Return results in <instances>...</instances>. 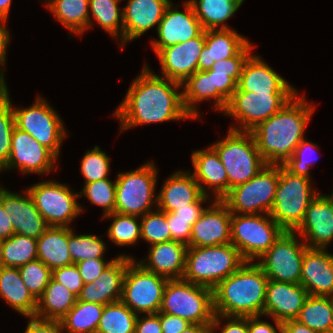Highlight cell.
Wrapping results in <instances>:
<instances>
[{
	"label": "cell",
	"mask_w": 333,
	"mask_h": 333,
	"mask_svg": "<svg viewBox=\"0 0 333 333\" xmlns=\"http://www.w3.org/2000/svg\"><path fill=\"white\" fill-rule=\"evenodd\" d=\"M104 242L95 235H75L69 227L68 249L74 264L83 260L103 259Z\"/></svg>",
	"instance_id": "obj_43"
},
{
	"label": "cell",
	"mask_w": 333,
	"mask_h": 333,
	"mask_svg": "<svg viewBox=\"0 0 333 333\" xmlns=\"http://www.w3.org/2000/svg\"><path fill=\"white\" fill-rule=\"evenodd\" d=\"M316 145H314L313 143H310L308 141H306L305 139H303L300 144L296 147L295 152L293 153V155L283 164V166L290 171L291 173L295 174V175H299V176H304L310 179L309 173H308V169L309 166L311 165V162L313 163V161L315 160H307L305 153L309 150L311 153L310 155H312L314 153L313 150H315ZM313 152V153H312Z\"/></svg>",
	"instance_id": "obj_51"
},
{
	"label": "cell",
	"mask_w": 333,
	"mask_h": 333,
	"mask_svg": "<svg viewBox=\"0 0 333 333\" xmlns=\"http://www.w3.org/2000/svg\"><path fill=\"white\" fill-rule=\"evenodd\" d=\"M48 8L65 27L82 34L92 26L89 18V0H54Z\"/></svg>",
	"instance_id": "obj_37"
},
{
	"label": "cell",
	"mask_w": 333,
	"mask_h": 333,
	"mask_svg": "<svg viewBox=\"0 0 333 333\" xmlns=\"http://www.w3.org/2000/svg\"><path fill=\"white\" fill-rule=\"evenodd\" d=\"M82 194L87 196L91 203L104 207V215L115 212L116 182L113 183L108 178L90 182L85 184L79 196Z\"/></svg>",
	"instance_id": "obj_47"
},
{
	"label": "cell",
	"mask_w": 333,
	"mask_h": 333,
	"mask_svg": "<svg viewBox=\"0 0 333 333\" xmlns=\"http://www.w3.org/2000/svg\"><path fill=\"white\" fill-rule=\"evenodd\" d=\"M109 157L98 146L87 151L81 161V173L85 177V184L93 181L107 179L109 171Z\"/></svg>",
	"instance_id": "obj_48"
},
{
	"label": "cell",
	"mask_w": 333,
	"mask_h": 333,
	"mask_svg": "<svg viewBox=\"0 0 333 333\" xmlns=\"http://www.w3.org/2000/svg\"><path fill=\"white\" fill-rule=\"evenodd\" d=\"M15 116L8 90L0 69V169L8 163L12 145V133L15 128Z\"/></svg>",
	"instance_id": "obj_40"
},
{
	"label": "cell",
	"mask_w": 333,
	"mask_h": 333,
	"mask_svg": "<svg viewBox=\"0 0 333 333\" xmlns=\"http://www.w3.org/2000/svg\"><path fill=\"white\" fill-rule=\"evenodd\" d=\"M105 305L76 300L72 309L61 319L62 330L69 333H96Z\"/></svg>",
	"instance_id": "obj_36"
},
{
	"label": "cell",
	"mask_w": 333,
	"mask_h": 333,
	"mask_svg": "<svg viewBox=\"0 0 333 333\" xmlns=\"http://www.w3.org/2000/svg\"><path fill=\"white\" fill-rule=\"evenodd\" d=\"M25 197L0 188V201L10 215L16 234L38 239L50 226L39 213L32 197L26 191Z\"/></svg>",
	"instance_id": "obj_21"
},
{
	"label": "cell",
	"mask_w": 333,
	"mask_h": 333,
	"mask_svg": "<svg viewBox=\"0 0 333 333\" xmlns=\"http://www.w3.org/2000/svg\"><path fill=\"white\" fill-rule=\"evenodd\" d=\"M205 45V30L184 43L162 48L156 55L160 60L163 77L181 83L198 70V60Z\"/></svg>",
	"instance_id": "obj_18"
},
{
	"label": "cell",
	"mask_w": 333,
	"mask_h": 333,
	"mask_svg": "<svg viewBox=\"0 0 333 333\" xmlns=\"http://www.w3.org/2000/svg\"><path fill=\"white\" fill-rule=\"evenodd\" d=\"M13 234H15V231L10 221V215L6 214L2 202L0 201V240H6Z\"/></svg>",
	"instance_id": "obj_61"
},
{
	"label": "cell",
	"mask_w": 333,
	"mask_h": 333,
	"mask_svg": "<svg viewBox=\"0 0 333 333\" xmlns=\"http://www.w3.org/2000/svg\"><path fill=\"white\" fill-rule=\"evenodd\" d=\"M199 1V2H197ZM190 0L204 30H217L232 17L244 0ZM219 25V26H218Z\"/></svg>",
	"instance_id": "obj_35"
},
{
	"label": "cell",
	"mask_w": 333,
	"mask_h": 333,
	"mask_svg": "<svg viewBox=\"0 0 333 333\" xmlns=\"http://www.w3.org/2000/svg\"><path fill=\"white\" fill-rule=\"evenodd\" d=\"M170 0H129L122 10L123 44L159 25Z\"/></svg>",
	"instance_id": "obj_25"
},
{
	"label": "cell",
	"mask_w": 333,
	"mask_h": 333,
	"mask_svg": "<svg viewBox=\"0 0 333 333\" xmlns=\"http://www.w3.org/2000/svg\"><path fill=\"white\" fill-rule=\"evenodd\" d=\"M235 91L253 93H297L279 74L258 56L246 60Z\"/></svg>",
	"instance_id": "obj_26"
},
{
	"label": "cell",
	"mask_w": 333,
	"mask_h": 333,
	"mask_svg": "<svg viewBox=\"0 0 333 333\" xmlns=\"http://www.w3.org/2000/svg\"><path fill=\"white\" fill-rule=\"evenodd\" d=\"M207 72L212 76L213 98L216 99L215 109L224 112L228 100L237 89V83L231 77L227 76V74L213 73L211 70H207Z\"/></svg>",
	"instance_id": "obj_50"
},
{
	"label": "cell",
	"mask_w": 333,
	"mask_h": 333,
	"mask_svg": "<svg viewBox=\"0 0 333 333\" xmlns=\"http://www.w3.org/2000/svg\"><path fill=\"white\" fill-rule=\"evenodd\" d=\"M207 197V195H203L196 203L189 204L188 207L178 208L171 213L177 217L199 218L206 209L201 207V204L207 199Z\"/></svg>",
	"instance_id": "obj_58"
},
{
	"label": "cell",
	"mask_w": 333,
	"mask_h": 333,
	"mask_svg": "<svg viewBox=\"0 0 333 333\" xmlns=\"http://www.w3.org/2000/svg\"><path fill=\"white\" fill-rule=\"evenodd\" d=\"M160 322L162 326V333H180L191 325L183 318L161 312Z\"/></svg>",
	"instance_id": "obj_57"
},
{
	"label": "cell",
	"mask_w": 333,
	"mask_h": 333,
	"mask_svg": "<svg viewBox=\"0 0 333 333\" xmlns=\"http://www.w3.org/2000/svg\"><path fill=\"white\" fill-rule=\"evenodd\" d=\"M0 296L24 316H35L37 299L22 281L18 268L0 266Z\"/></svg>",
	"instance_id": "obj_32"
},
{
	"label": "cell",
	"mask_w": 333,
	"mask_h": 333,
	"mask_svg": "<svg viewBox=\"0 0 333 333\" xmlns=\"http://www.w3.org/2000/svg\"><path fill=\"white\" fill-rule=\"evenodd\" d=\"M244 263L236 272L220 281L213 289L214 312L212 332L220 317L264 315L268 277L255 263Z\"/></svg>",
	"instance_id": "obj_3"
},
{
	"label": "cell",
	"mask_w": 333,
	"mask_h": 333,
	"mask_svg": "<svg viewBox=\"0 0 333 333\" xmlns=\"http://www.w3.org/2000/svg\"><path fill=\"white\" fill-rule=\"evenodd\" d=\"M129 264V256L114 258L95 281L84 284L77 300L101 305L121 301L123 279Z\"/></svg>",
	"instance_id": "obj_22"
},
{
	"label": "cell",
	"mask_w": 333,
	"mask_h": 333,
	"mask_svg": "<svg viewBox=\"0 0 333 333\" xmlns=\"http://www.w3.org/2000/svg\"><path fill=\"white\" fill-rule=\"evenodd\" d=\"M137 314L122 301L104 306L96 333H135Z\"/></svg>",
	"instance_id": "obj_39"
},
{
	"label": "cell",
	"mask_w": 333,
	"mask_h": 333,
	"mask_svg": "<svg viewBox=\"0 0 333 333\" xmlns=\"http://www.w3.org/2000/svg\"><path fill=\"white\" fill-rule=\"evenodd\" d=\"M187 249V245L173 240L156 243L151 245L148 264L143 263L144 261H141L140 264L146 270L168 280L182 279L185 271Z\"/></svg>",
	"instance_id": "obj_29"
},
{
	"label": "cell",
	"mask_w": 333,
	"mask_h": 333,
	"mask_svg": "<svg viewBox=\"0 0 333 333\" xmlns=\"http://www.w3.org/2000/svg\"><path fill=\"white\" fill-rule=\"evenodd\" d=\"M68 242L69 226H50L37 239V259L51 270L73 264Z\"/></svg>",
	"instance_id": "obj_31"
},
{
	"label": "cell",
	"mask_w": 333,
	"mask_h": 333,
	"mask_svg": "<svg viewBox=\"0 0 333 333\" xmlns=\"http://www.w3.org/2000/svg\"><path fill=\"white\" fill-rule=\"evenodd\" d=\"M300 284L311 296H333V254L307 248L302 260Z\"/></svg>",
	"instance_id": "obj_24"
},
{
	"label": "cell",
	"mask_w": 333,
	"mask_h": 333,
	"mask_svg": "<svg viewBox=\"0 0 333 333\" xmlns=\"http://www.w3.org/2000/svg\"><path fill=\"white\" fill-rule=\"evenodd\" d=\"M230 319L222 328L221 333H249L248 332V317H224Z\"/></svg>",
	"instance_id": "obj_59"
},
{
	"label": "cell",
	"mask_w": 333,
	"mask_h": 333,
	"mask_svg": "<svg viewBox=\"0 0 333 333\" xmlns=\"http://www.w3.org/2000/svg\"><path fill=\"white\" fill-rule=\"evenodd\" d=\"M306 243L297 241L294 231H284L256 263L268 279L300 284Z\"/></svg>",
	"instance_id": "obj_12"
},
{
	"label": "cell",
	"mask_w": 333,
	"mask_h": 333,
	"mask_svg": "<svg viewBox=\"0 0 333 333\" xmlns=\"http://www.w3.org/2000/svg\"><path fill=\"white\" fill-rule=\"evenodd\" d=\"M135 333H162L160 312L136 319Z\"/></svg>",
	"instance_id": "obj_56"
},
{
	"label": "cell",
	"mask_w": 333,
	"mask_h": 333,
	"mask_svg": "<svg viewBox=\"0 0 333 333\" xmlns=\"http://www.w3.org/2000/svg\"><path fill=\"white\" fill-rule=\"evenodd\" d=\"M231 213V244L246 262L260 258L285 231L271 216Z\"/></svg>",
	"instance_id": "obj_9"
},
{
	"label": "cell",
	"mask_w": 333,
	"mask_h": 333,
	"mask_svg": "<svg viewBox=\"0 0 333 333\" xmlns=\"http://www.w3.org/2000/svg\"><path fill=\"white\" fill-rule=\"evenodd\" d=\"M259 317L260 316L248 317L249 333H278L272 325L267 322L260 321Z\"/></svg>",
	"instance_id": "obj_60"
},
{
	"label": "cell",
	"mask_w": 333,
	"mask_h": 333,
	"mask_svg": "<svg viewBox=\"0 0 333 333\" xmlns=\"http://www.w3.org/2000/svg\"><path fill=\"white\" fill-rule=\"evenodd\" d=\"M296 231L309 238L311 244H306L308 248L325 249L333 239V202L318 194L309 204Z\"/></svg>",
	"instance_id": "obj_23"
},
{
	"label": "cell",
	"mask_w": 333,
	"mask_h": 333,
	"mask_svg": "<svg viewBox=\"0 0 333 333\" xmlns=\"http://www.w3.org/2000/svg\"><path fill=\"white\" fill-rule=\"evenodd\" d=\"M297 93H253L235 91L224 113L239 119L242 131L250 132L284 107Z\"/></svg>",
	"instance_id": "obj_13"
},
{
	"label": "cell",
	"mask_w": 333,
	"mask_h": 333,
	"mask_svg": "<svg viewBox=\"0 0 333 333\" xmlns=\"http://www.w3.org/2000/svg\"><path fill=\"white\" fill-rule=\"evenodd\" d=\"M192 163L195 168L193 176L204 195L206 188L203 183L214 187L216 200H221L228 193V175L217 152L210 146L207 150L192 153ZM203 182V183H202Z\"/></svg>",
	"instance_id": "obj_30"
},
{
	"label": "cell",
	"mask_w": 333,
	"mask_h": 333,
	"mask_svg": "<svg viewBox=\"0 0 333 333\" xmlns=\"http://www.w3.org/2000/svg\"><path fill=\"white\" fill-rule=\"evenodd\" d=\"M246 261L231 243L212 247H188L182 279L214 289Z\"/></svg>",
	"instance_id": "obj_4"
},
{
	"label": "cell",
	"mask_w": 333,
	"mask_h": 333,
	"mask_svg": "<svg viewBox=\"0 0 333 333\" xmlns=\"http://www.w3.org/2000/svg\"><path fill=\"white\" fill-rule=\"evenodd\" d=\"M159 312L178 316L190 324L212 325L213 290L184 279L168 280Z\"/></svg>",
	"instance_id": "obj_6"
},
{
	"label": "cell",
	"mask_w": 333,
	"mask_h": 333,
	"mask_svg": "<svg viewBox=\"0 0 333 333\" xmlns=\"http://www.w3.org/2000/svg\"><path fill=\"white\" fill-rule=\"evenodd\" d=\"M140 225L141 238L151 243V245L171 241L166 212L161 210L156 212L150 211L142 215Z\"/></svg>",
	"instance_id": "obj_46"
},
{
	"label": "cell",
	"mask_w": 333,
	"mask_h": 333,
	"mask_svg": "<svg viewBox=\"0 0 333 333\" xmlns=\"http://www.w3.org/2000/svg\"><path fill=\"white\" fill-rule=\"evenodd\" d=\"M295 320L312 330L328 333L333 329L332 298L309 295Z\"/></svg>",
	"instance_id": "obj_34"
},
{
	"label": "cell",
	"mask_w": 333,
	"mask_h": 333,
	"mask_svg": "<svg viewBox=\"0 0 333 333\" xmlns=\"http://www.w3.org/2000/svg\"><path fill=\"white\" fill-rule=\"evenodd\" d=\"M183 106L191 118L198 117L195 103L207 98H213L212 76L207 71H196L185 82Z\"/></svg>",
	"instance_id": "obj_41"
},
{
	"label": "cell",
	"mask_w": 333,
	"mask_h": 333,
	"mask_svg": "<svg viewBox=\"0 0 333 333\" xmlns=\"http://www.w3.org/2000/svg\"><path fill=\"white\" fill-rule=\"evenodd\" d=\"M2 21L5 24L6 19L0 17V64L1 65L5 64V53H6L7 44L10 39L9 32L3 25Z\"/></svg>",
	"instance_id": "obj_63"
},
{
	"label": "cell",
	"mask_w": 333,
	"mask_h": 333,
	"mask_svg": "<svg viewBox=\"0 0 333 333\" xmlns=\"http://www.w3.org/2000/svg\"><path fill=\"white\" fill-rule=\"evenodd\" d=\"M113 217L114 221L108 229V237L117 245H131L141 238V225L137 223L134 215H124L113 212L104 215V218Z\"/></svg>",
	"instance_id": "obj_44"
},
{
	"label": "cell",
	"mask_w": 333,
	"mask_h": 333,
	"mask_svg": "<svg viewBox=\"0 0 333 333\" xmlns=\"http://www.w3.org/2000/svg\"><path fill=\"white\" fill-rule=\"evenodd\" d=\"M49 4H47L46 6L48 7L54 0H49Z\"/></svg>",
	"instance_id": "obj_67"
},
{
	"label": "cell",
	"mask_w": 333,
	"mask_h": 333,
	"mask_svg": "<svg viewBox=\"0 0 333 333\" xmlns=\"http://www.w3.org/2000/svg\"><path fill=\"white\" fill-rule=\"evenodd\" d=\"M211 147L217 152L228 175V192L258 174L267 164L251 132L231 127L227 137Z\"/></svg>",
	"instance_id": "obj_5"
},
{
	"label": "cell",
	"mask_w": 333,
	"mask_h": 333,
	"mask_svg": "<svg viewBox=\"0 0 333 333\" xmlns=\"http://www.w3.org/2000/svg\"><path fill=\"white\" fill-rule=\"evenodd\" d=\"M168 279L146 270L130 257L124 279L121 301L134 313L154 314L160 311ZM136 310V311H135Z\"/></svg>",
	"instance_id": "obj_10"
},
{
	"label": "cell",
	"mask_w": 333,
	"mask_h": 333,
	"mask_svg": "<svg viewBox=\"0 0 333 333\" xmlns=\"http://www.w3.org/2000/svg\"><path fill=\"white\" fill-rule=\"evenodd\" d=\"M203 195L193 174L177 171L165 181L155 201L159 210L173 212L196 203Z\"/></svg>",
	"instance_id": "obj_28"
},
{
	"label": "cell",
	"mask_w": 333,
	"mask_h": 333,
	"mask_svg": "<svg viewBox=\"0 0 333 333\" xmlns=\"http://www.w3.org/2000/svg\"><path fill=\"white\" fill-rule=\"evenodd\" d=\"M231 243V213L222 200L214 201L192 225L189 247H212Z\"/></svg>",
	"instance_id": "obj_19"
},
{
	"label": "cell",
	"mask_w": 333,
	"mask_h": 333,
	"mask_svg": "<svg viewBox=\"0 0 333 333\" xmlns=\"http://www.w3.org/2000/svg\"><path fill=\"white\" fill-rule=\"evenodd\" d=\"M37 259V240L13 234L0 243V266L19 268Z\"/></svg>",
	"instance_id": "obj_38"
},
{
	"label": "cell",
	"mask_w": 333,
	"mask_h": 333,
	"mask_svg": "<svg viewBox=\"0 0 333 333\" xmlns=\"http://www.w3.org/2000/svg\"><path fill=\"white\" fill-rule=\"evenodd\" d=\"M251 49L252 46L248 42L234 57L215 62L210 70L213 73L227 74L238 84L243 66L251 55Z\"/></svg>",
	"instance_id": "obj_49"
},
{
	"label": "cell",
	"mask_w": 333,
	"mask_h": 333,
	"mask_svg": "<svg viewBox=\"0 0 333 333\" xmlns=\"http://www.w3.org/2000/svg\"><path fill=\"white\" fill-rule=\"evenodd\" d=\"M317 195L311 190L309 178L295 175L279 164V181L270 216L285 231H294Z\"/></svg>",
	"instance_id": "obj_7"
},
{
	"label": "cell",
	"mask_w": 333,
	"mask_h": 333,
	"mask_svg": "<svg viewBox=\"0 0 333 333\" xmlns=\"http://www.w3.org/2000/svg\"><path fill=\"white\" fill-rule=\"evenodd\" d=\"M180 333H212V325L191 324Z\"/></svg>",
	"instance_id": "obj_64"
},
{
	"label": "cell",
	"mask_w": 333,
	"mask_h": 333,
	"mask_svg": "<svg viewBox=\"0 0 333 333\" xmlns=\"http://www.w3.org/2000/svg\"><path fill=\"white\" fill-rule=\"evenodd\" d=\"M166 217L171 233V240L183 243L189 247L192 225L199 218L177 217L171 212H166Z\"/></svg>",
	"instance_id": "obj_53"
},
{
	"label": "cell",
	"mask_w": 333,
	"mask_h": 333,
	"mask_svg": "<svg viewBox=\"0 0 333 333\" xmlns=\"http://www.w3.org/2000/svg\"><path fill=\"white\" fill-rule=\"evenodd\" d=\"M185 13L172 9L170 3L157 26L158 37L160 40L152 41L153 49L156 54L165 47L178 43H184L199 36L203 31L191 3L185 2Z\"/></svg>",
	"instance_id": "obj_20"
},
{
	"label": "cell",
	"mask_w": 333,
	"mask_h": 333,
	"mask_svg": "<svg viewBox=\"0 0 333 333\" xmlns=\"http://www.w3.org/2000/svg\"><path fill=\"white\" fill-rule=\"evenodd\" d=\"M119 1L121 0H89V9L105 31L115 37H118V32H121V45H123V13L119 12L120 8L117 5ZM119 18H121V22H119Z\"/></svg>",
	"instance_id": "obj_42"
},
{
	"label": "cell",
	"mask_w": 333,
	"mask_h": 333,
	"mask_svg": "<svg viewBox=\"0 0 333 333\" xmlns=\"http://www.w3.org/2000/svg\"><path fill=\"white\" fill-rule=\"evenodd\" d=\"M15 125L30 134L37 142L51 150L57 157L65 130L58 114L39 97L28 108L14 109Z\"/></svg>",
	"instance_id": "obj_14"
},
{
	"label": "cell",
	"mask_w": 333,
	"mask_h": 333,
	"mask_svg": "<svg viewBox=\"0 0 333 333\" xmlns=\"http://www.w3.org/2000/svg\"><path fill=\"white\" fill-rule=\"evenodd\" d=\"M52 279L68 288L76 297L84 286L79 269L74 263L52 270Z\"/></svg>",
	"instance_id": "obj_52"
},
{
	"label": "cell",
	"mask_w": 333,
	"mask_h": 333,
	"mask_svg": "<svg viewBox=\"0 0 333 333\" xmlns=\"http://www.w3.org/2000/svg\"><path fill=\"white\" fill-rule=\"evenodd\" d=\"M157 169L148 162L137 170L119 173L116 179L115 212L145 215L151 211Z\"/></svg>",
	"instance_id": "obj_11"
},
{
	"label": "cell",
	"mask_w": 333,
	"mask_h": 333,
	"mask_svg": "<svg viewBox=\"0 0 333 333\" xmlns=\"http://www.w3.org/2000/svg\"><path fill=\"white\" fill-rule=\"evenodd\" d=\"M56 160L57 156L51 150L15 126L10 156L4 169L18 167L22 173L41 174L50 172Z\"/></svg>",
	"instance_id": "obj_17"
},
{
	"label": "cell",
	"mask_w": 333,
	"mask_h": 333,
	"mask_svg": "<svg viewBox=\"0 0 333 333\" xmlns=\"http://www.w3.org/2000/svg\"><path fill=\"white\" fill-rule=\"evenodd\" d=\"M113 260L106 262L103 259L83 260L76 263L83 283L95 281Z\"/></svg>",
	"instance_id": "obj_54"
},
{
	"label": "cell",
	"mask_w": 333,
	"mask_h": 333,
	"mask_svg": "<svg viewBox=\"0 0 333 333\" xmlns=\"http://www.w3.org/2000/svg\"><path fill=\"white\" fill-rule=\"evenodd\" d=\"M18 269L25 286L38 299L52 278V270L39 259L30 261Z\"/></svg>",
	"instance_id": "obj_45"
},
{
	"label": "cell",
	"mask_w": 333,
	"mask_h": 333,
	"mask_svg": "<svg viewBox=\"0 0 333 333\" xmlns=\"http://www.w3.org/2000/svg\"><path fill=\"white\" fill-rule=\"evenodd\" d=\"M282 333H320L308 326L299 323L297 320H288L282 323Z\"/></svg>",
	"instance_id": "obj_62"
},
{
	"label": "cell",
	"mask_w": 333,
	"mask_h": 333,
	"mask_svg": "<svg viewBox=\"0 0 333 333\" xmlns=\"http://www.w3.org/2000/svg\"><path fill=\"white\" fill-rule=\"evenodd\" d=\"M182 84L153 74L147 66L130 86L114 116L121 130L147 123L191 118L183 106Z\"/></svg>",
	"instance_id": "obj_1"
},
{
	"label": "cell",
	"mask_w": 333,
	"mask_h": 333,
	"mask_svg": "<svg viewBox=\"0 0 333 333\" xmlns=\"http://www.w3.org/2000/svg\"><path fill=\"white\" fill-rule=\"evenodd\" d=\"M27 191L49 226L68 227V223L82 211L76 202L79 193H73L65 184L45 181Z\"/></svg>",
	"instance_id": "obj_15"
},
{
	"label": "cell",
	"mask_w": 333,
	"mask_h": 333,
	"mask_svg": "<svg viewBox=\"0 0 333 333\" xmlns=\"http://www.w3.org/2000/svg\"><path fill=\"white\" fill-rule=\"evenodd\" d=\"M76 300L77 297L68 288L51 278L43 294L37 299L35 316L61 321L75 305Z\"/></svg>",
	"instance_id": "obj_33"
},
{
	"label": "cell",
	"mask_w": 333,
	"mask_h": 333,
	"mask_svg": "<svg viewBox=\"0 0 333 333\" xmlns=\"http://www.w3.org/2000/svg\"><path fill=\"white\" fill-rule=\"evenodd\" d=\"M333 202V193L331 196H327Z\"/></svg>",
	"instance_id": "obj_66"
},
{
	"label": "cell",
	"mask_w": 333,
	"mask_h": 333,
	"mask_svg": "<svg viewBox=\"0 0 333 333\" xmlns=\"http://www.w3.org/2000/svg\"><path fill=\"white\" fill-rule=\"evenodd\" d=\"M12 0H0V17L7 19Z\"/></svg>",
	"instance_id": "obj_65"
},
{
	"label": "cell",
	"mask_w": 333,
	"mask_h": 333,
	"mask_svg": "<svg viewBox=\"0 0 333 333\" xmlns=\"http://www.w3.org/2000/svg\"><path fill=\"white\" fill-rule=\"evenodd\" d=\"M296 98L297 94L250 131L266 164L283 165L304 139L305 127L315 107L308 105L304 97Z\"/></svg>",
	"instance_id": "obj_2"
},
{
	"label": "cell",
	"mask_w": 333,
	"mask_h": 333,
	"mask_svg": "<svg viewBox=\"0 0 333 333\" xmlns=\"http://www.w3.org/2000/svg\"><path fill=\"white\" fill-rule=\"evenodd\" d=\"M279 181V165L267 164L249 181L236 185L221 199L230 213L270 214Z\"/></svg>",
	"instance_id": "obj_8"
},
{
	"label": "cell",
	"mask_w": 333,
	"mask_h": 333,
	"mask_svg": "<svg viewBox=\"0 0 333 333\" xmlns=\"http://www.w3.org/2000/svg\"><path fill=\"white\" fill-rule=\"evenodd\" d=\"M31 319L25 333H60L62 331L59 320L43 319L36 316H29Z\"/></svg>",
	"instance_id": "obj_55"
},
{
	"label": "cell",
	"mask_w": 333,
	"mask_h": 333,
	"mask_svg": "<svg viewBox=\"0 0 333 333\" xmlns=\"http://www.w3.org/2000/svg\"><path fill=\"white\" fill-rule=\"evenodd\" d=\"M247 43L244 37L224 24L217 30H205L198 71L210 70L215 62L234 57Z\"/></svg>",
	"instance_id": "obj_27"
},
{
	"label": "cell",
	"mask_w": 333,
	"mask_h": 333,
	"mask_svg": "<svg viewBox=\"0 0 333 333\" xmlns=\"http://www.w3.org/2000/svg\"><path fill=\"white\" fill-rule=\"evenodd\" d=\"M308 296L301 284L269 279L266 285L264 315L273 317L277 329L282 332V323L298 317Z\"/></svg>",
	"instance_id": "obj_16"
}]
</instances>
